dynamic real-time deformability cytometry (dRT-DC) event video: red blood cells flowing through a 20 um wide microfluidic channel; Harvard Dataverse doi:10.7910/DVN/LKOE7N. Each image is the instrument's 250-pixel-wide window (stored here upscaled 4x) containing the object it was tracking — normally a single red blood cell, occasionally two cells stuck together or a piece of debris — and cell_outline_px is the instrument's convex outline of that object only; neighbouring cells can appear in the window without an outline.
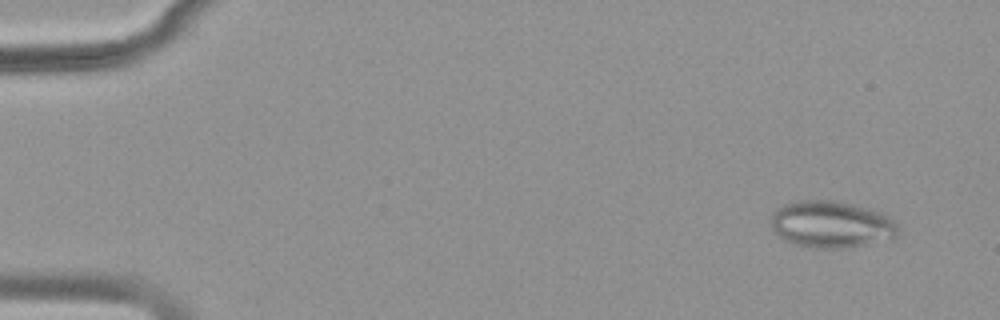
{"species": "common noctule bat (a hibernating species)", "species_latin": "Nyctalus noctula", "temperature_condition": "warm", "stored_images_in_passage": 52, "camera_frame_rate_fps": 3000, "um_per_image_px": 0.085, "animal": {"sex": "female", "body_mass_g": 18.4}, "frame": {"image": 1, "passage_image": 4, "time_ms": 1.0, "image_size_px": [1000, 320], "cell_outline_px": [[896, 236], [892, 240], [844, 248], [816, 248], [792, 244], [784, 240], [772, 228], [772, 212], [776, 208], [784, 204], [796, 200], [836, 200], [852, 204], [880, 212], [888, 216], [896, 224]], "centroid_in_image_um": [70.64, 19.07], "position_along_channel_um": 14.4, "area_um2": 34.8}}
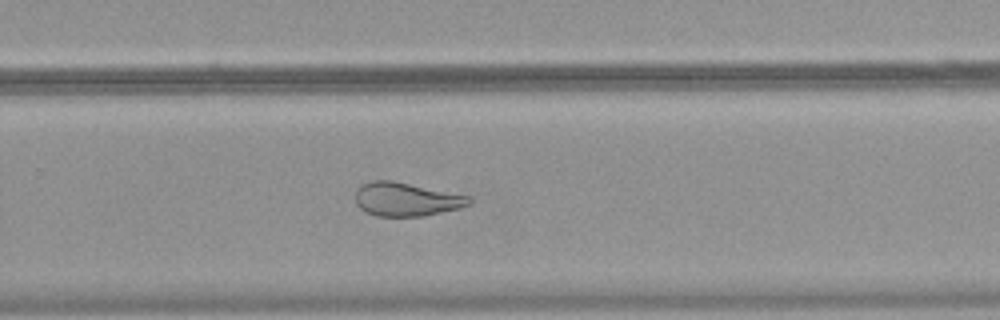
{"frame": {"image": 2, "passage_image": 35, "time_ms": 11.333, "image_size_px": [1000, 320], "cell_outline_px": [[472, 204], [460, 208], [424, 216], [376, 216], [364, 212], [356, 204], [356, 188], [372, 180], [392, 180], [472, 196]], "centroid_in_image_um": [34.56, 16.94], "position_along_channel_um": 295.2, "area_um2": 22.54}}
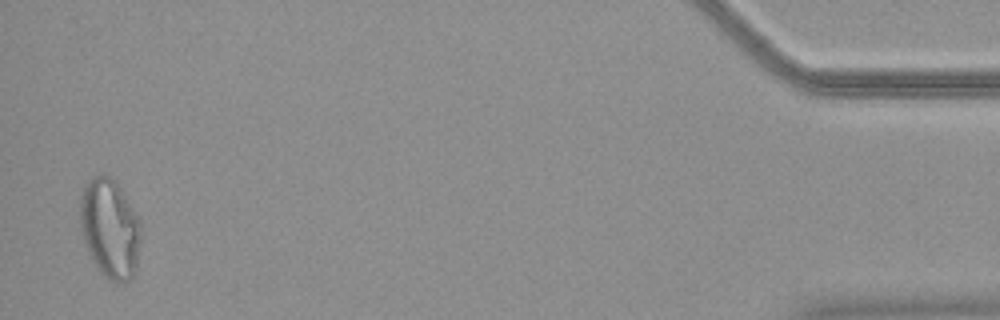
{"frame": {"image": 3, "passage_image": 51, "time_ms": 16.667, "image_size_px": [1000, 320], "cell_outline_px": [[140, 240], [136, 264], [132, 276], [128, 280], [120, 284], [108, 280], [100, 272], [92, 260], [88, 252], [80, 228], [80, 196], [84, 184], [92, 176], [108, 176], [116, 180], [140, 220]], "centroid_in_image_um": [9.32, 19.41], "position_along_channel_um": 425.9, "area_um2": 35.26}}